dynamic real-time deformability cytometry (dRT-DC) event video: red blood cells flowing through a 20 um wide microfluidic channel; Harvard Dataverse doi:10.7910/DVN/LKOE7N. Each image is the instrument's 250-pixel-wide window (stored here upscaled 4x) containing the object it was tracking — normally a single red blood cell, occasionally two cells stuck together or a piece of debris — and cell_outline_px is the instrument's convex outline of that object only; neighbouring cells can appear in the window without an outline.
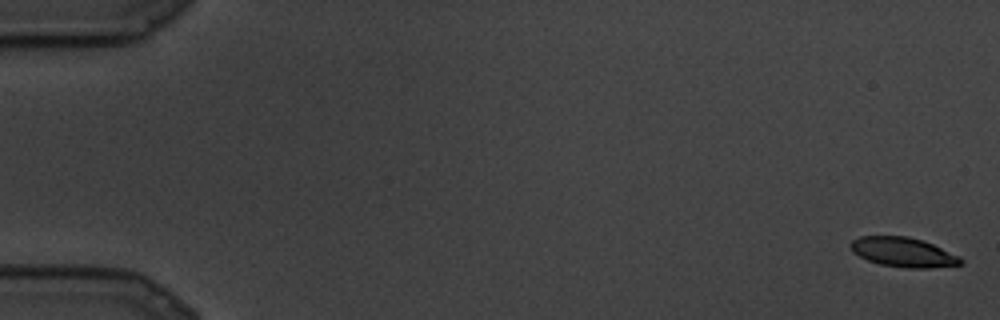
{"species": "common noctule bat (a hibernating species)", "species_latin": "Nyctalus noctula", "temperature_condition": "cold", "stored_images_in_passage": 7, "camera_frame_rate_fps": 3000, "um_per_image_px": 0.085, "animal": {"sex": "male", "body_mass_g": 19.5, "forearm_length_mm": 54.6}, "frame": {"image": 1, "passage_image": 1, "time_ms": 0.0, "image_size_px": [1000, 320], "cell_outline_px": [[964, 264], [928, 268], [904, 268], [880, 264], [868, 260], [852, 252], [848, 244], [852, 240], [860, 236], [908, 236], [924, 240], [960, 256], [964, 260]], "centroid_in_image_um": [76.78, 21.43], "position_along_channel_um": 8.2, "area_um2": 19.19}}